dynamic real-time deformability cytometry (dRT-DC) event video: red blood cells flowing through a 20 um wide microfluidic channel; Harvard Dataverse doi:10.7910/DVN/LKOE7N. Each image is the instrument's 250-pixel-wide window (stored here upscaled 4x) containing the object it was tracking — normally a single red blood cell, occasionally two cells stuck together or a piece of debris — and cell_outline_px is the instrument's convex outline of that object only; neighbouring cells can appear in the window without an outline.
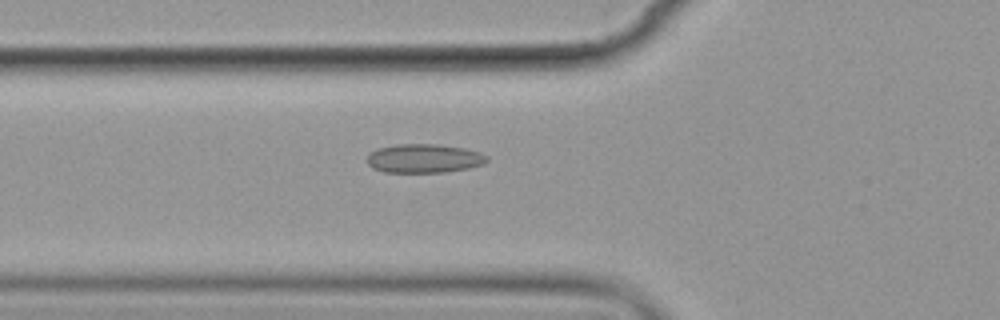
{"species": "common noctule bat (a hibernating species)", "species_latin": "Nyctalus noctula", "temperature_condition": "cold", "stored_images_in_passage": 5, "camera_frame_rate_fps": 3000, "um_per_image_px": 0.085, "animal": {"sex": "female", "body_mass_g": 19.9}, "frame": {"image": 1, "passage_image": 5, "time_ms": 5.333, "image_size_px": [1000, 320], "cell_outline_px": [[488, 160], [484, 164], [468, 168], [444, 172], [384, 172], [372, 168], [368, 164], [368, 152], [376, 148], [396, 144], [436, 144], [464, 148], [480, 152], [488, 156]], "centroid_in_image_um": [36.03, 13.46], "position_along_channel_um": 89.8, "area_um2": 20.29}}